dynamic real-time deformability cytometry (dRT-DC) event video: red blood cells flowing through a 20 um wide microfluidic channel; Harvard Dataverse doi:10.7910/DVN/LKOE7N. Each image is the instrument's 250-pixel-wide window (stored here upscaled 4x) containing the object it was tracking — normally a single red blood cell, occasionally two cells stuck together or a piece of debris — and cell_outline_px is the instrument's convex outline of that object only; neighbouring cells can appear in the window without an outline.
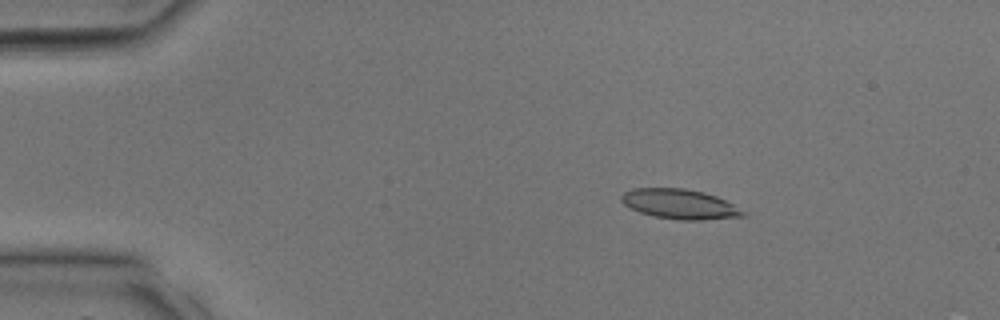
{"species": "common noctule bat (a hibernating species)", "species_latin": "Nyctalus noctula", "temperature_condition": "room temperature", "stored_images_in_passage": 33, "camera_frame_rate_fps": 3000, "um_per_image_px": 0.085, "animal": {"sex": "male", "body_mass_g": 17.9, "forearm_length_mm": 54.2}, "frame": {"image": 1, "passage_image": 5, "time_ms": 1.333, "image_size_px": [1000, 320], "cell_outline_px": [[748, 216], [700, 220], [680, 220], [656, 216], [640, 212], [624, 204], [620, 200], [620, 196], [624, 192], [632, 188], [684, 188], [704, 192], [716, 196], [748, 212]], "centroid_in_image_um": [57.81, 17.34], "position_along_channel_um": 27.2, "area_um2": 21.15}}
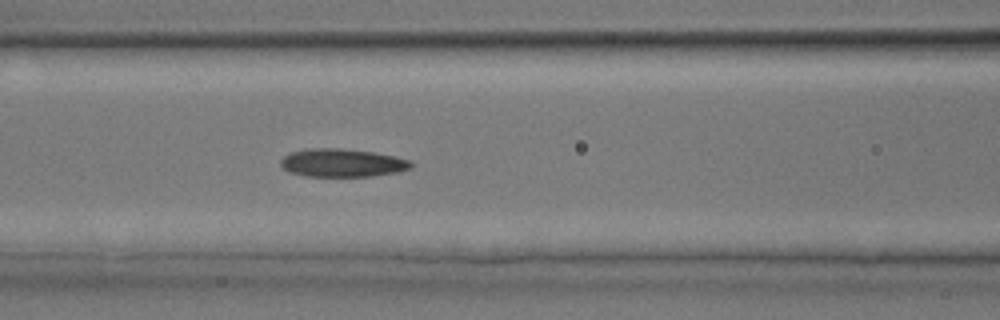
{"frame": {"image": 2, "passage_image": 14, "time_ms": 4.333, "image_size_px": [1000, 320], "cell_outline_px": [[416, 164], [412, 168], [400, 172], [372, 176], [308, 176], [288, 172], [280, 164], [280, 160], [284, 156], [292, 152], [308, 148], [340, 148], [372, 152], [396, 156], [412, 160]], "centroid_in_image_um": [29.16, 13.84], "position_along_channel_um": 137.4, "area_um2": 21.62}}
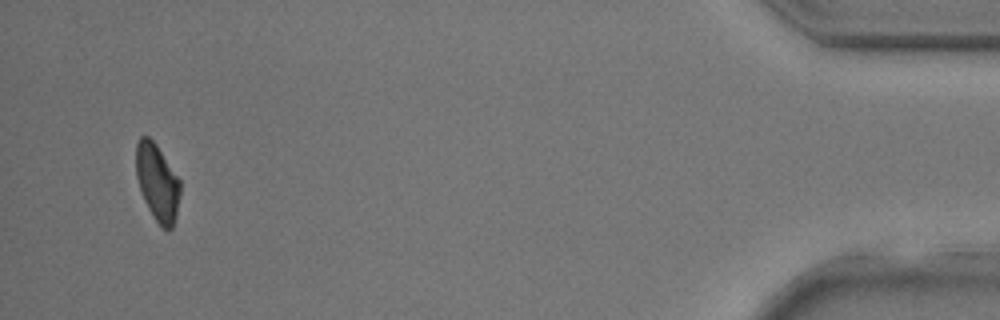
{"frame": {"image": 3, "passage_image": 32, "time_ms": 10.333, "image_size_px": [1000, 320], "cell_outline_px": [[180, 192], [176, 212], [172, 228], [164, 228], [156, 220], [148, 208], [144, 200], [136, 176], [136, 144], [140, 136], [148, 136], [156, 144], [180, 180]], "centroid_in_image_um": [13.36, 15.46], "position_along_channel_um": 421.8, "area_um2": 19.36}}